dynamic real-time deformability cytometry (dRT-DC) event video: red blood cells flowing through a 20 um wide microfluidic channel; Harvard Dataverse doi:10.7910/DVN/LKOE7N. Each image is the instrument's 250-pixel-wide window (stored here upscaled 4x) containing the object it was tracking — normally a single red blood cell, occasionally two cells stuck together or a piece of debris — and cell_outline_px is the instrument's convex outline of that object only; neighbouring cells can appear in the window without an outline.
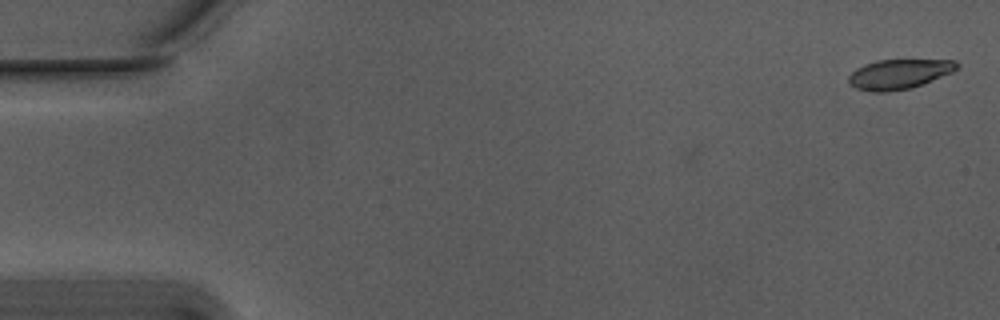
{"species": "Egyptian fruit bat (a non-hibernating species)", "species_latin": "Rousettus aegyptiacus", "temperature_condition": "warm", "stored_images_in_passage": 56, "camera_frame_rate_fps": 3000, "um_per_image_px": 0.085, "animal": {"sex": "male"}, "frame": {"image": 1, "passage_image": 2, "time_ms": 0.333, "image_size_px": [1000, 320], "cell_outline_px": [[960, 68], [952, 72], [912, 88], [884, 92], [872, 92], [856, 88], [848, 84], [848, 76], [856, 68], [864, 64], [876, 60], [956, 60], [960, 64]], "centroid_in_image_um": [76.41, 6.29], "position_along_channel_um": 8.6, "area_um2": 18.9}}
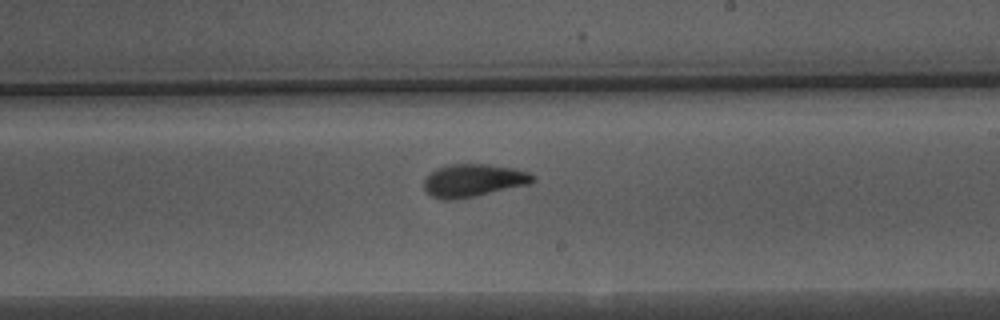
{"frame": {"image": 2, "passage_image": 33, "time_ms": 10.667, "image_size_px": [1000, 320], "cell_outline_px": [[536, 180], [528, 184], [476, 196], [452, 200], [444, 200], [432, 196], [424, 188], [424, 180], [436, 168], [444, 164], [484, 164], [516, 168], [528, 172], [536, 176]], "centroid_in_image_um": [40.25, 15.33], "position_along_channel_um": 248.8, "area_um2": 20.81}}
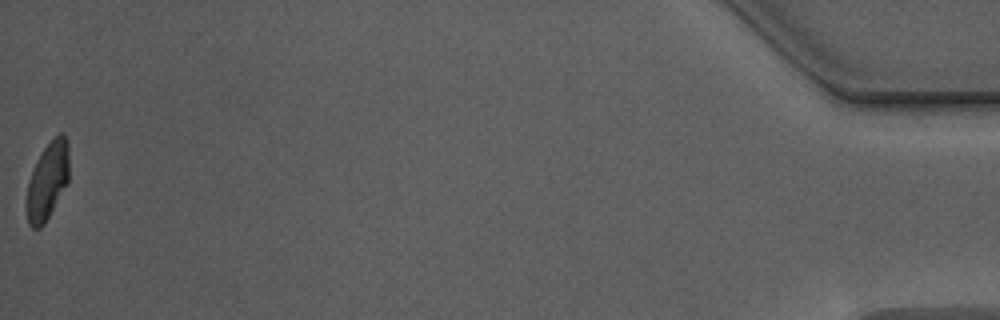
{"frame": {"image": 3, "passage_image": 56, "time_ms": 18.333, "image_size_px": [1000, 320], "cell_outline_px": [[68, 184], [44, 224], [40, 228], [32, 228], [28, 224], [28, 184], [32, 172], [44, 148], [60, 132], [64, 132], [68, 144]], "centroid_in_image_um": [4.08, 15.38], "position_along_channel_um": 431.1, "area_um2": 18.61}, "authors_computed_cell_mechanics": {"area_um2": 20.1144, "velocity_mm_per_s": 3.7345, "shape_relaxation_time_tau1_ms": 4.8428, "shape_relaxation_time_tau2_ms": 1.3742, "deformation_change_tau1": 0.1917, "deformation_change_tau2": 0.0751}}